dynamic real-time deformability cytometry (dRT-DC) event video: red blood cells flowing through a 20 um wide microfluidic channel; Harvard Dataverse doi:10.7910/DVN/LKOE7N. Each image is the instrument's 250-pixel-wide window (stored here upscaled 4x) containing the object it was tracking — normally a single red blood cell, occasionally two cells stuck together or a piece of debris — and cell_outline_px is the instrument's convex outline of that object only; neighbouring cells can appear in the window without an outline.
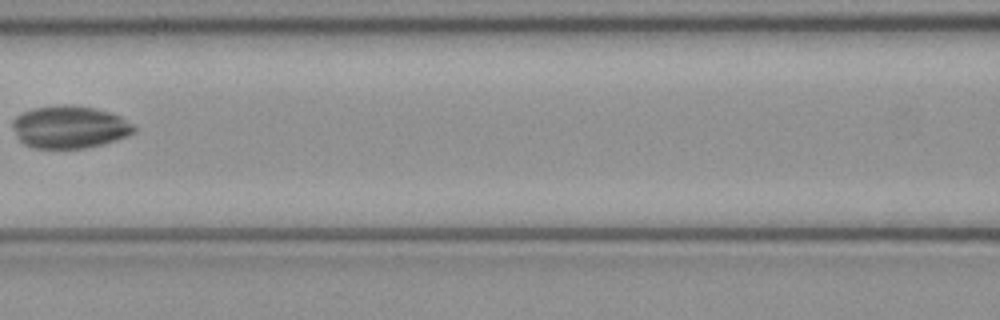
{"species": "common noctule bat (a hibernating species)", "species_latin": "Nyctalus noctula", "temperature_condition": "cold", "stored_images_in_passage": 6, "camera_frame_rate_fps": 3000, "um_per_image_px": 0.085, "animal": {"sex": "female", "body_mass_g": 21.9}, "frame": {"image": 1, "passage_image": 6, "time_ms": 1.667, "image_size_px": [1000, 320], "cell_outline_px": [[136, 132], [128, 136], [104, 144], [84, 148], [32, 148], [24, 144], [16, 136], [12, 128], [12, 120], [16, 116], [32, 108], [64, 104], [68, 104], [92, 108], [108, 112], [120, 116], [132, 124], [136, 128]], "centroid_in_image_um": [5.9, 10.8], "position_along_channel_um": 160.7, "area_um2": 30.17}}